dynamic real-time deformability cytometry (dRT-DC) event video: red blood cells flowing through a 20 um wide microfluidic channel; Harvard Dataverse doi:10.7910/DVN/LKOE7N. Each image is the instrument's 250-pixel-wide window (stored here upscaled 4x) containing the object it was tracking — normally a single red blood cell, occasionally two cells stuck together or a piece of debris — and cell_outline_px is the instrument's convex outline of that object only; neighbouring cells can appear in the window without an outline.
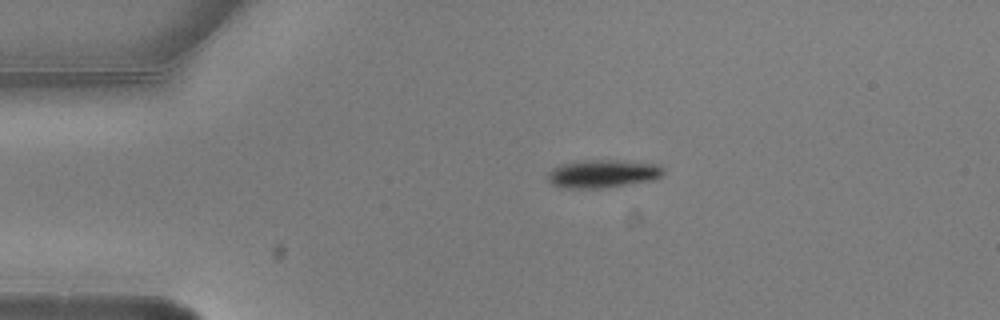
{"species": "common noctule bat (a hibernating species)", "species_latin": "Nyctalus noctula", "temperature_condition": "warm", "stored_images_in_passage": 3, "camera_frame_rate_fps": 3000, "um_per_image_px": 0.085, "animal": {"sex": "male", "body_mass_g": 20.5, "forearm_length_mm": 52.5}, "frame": {"image": 1, "passage_image": 1, "time_ms": 0.0, "image_size_px": [1000, 320], "cell_outline_px": [[664, 172], [656, 180], [608, 188], [568, 188], [552, 184], [548, 180], [548, 172], [552, 168], [560, 164], [584, 160], [620, 160], [660, 164], [664, 168]], "centroid_in_image_um": [51.29, 14.76], "position_along_channel_um": 33.7, "area_um2": 19.25}}
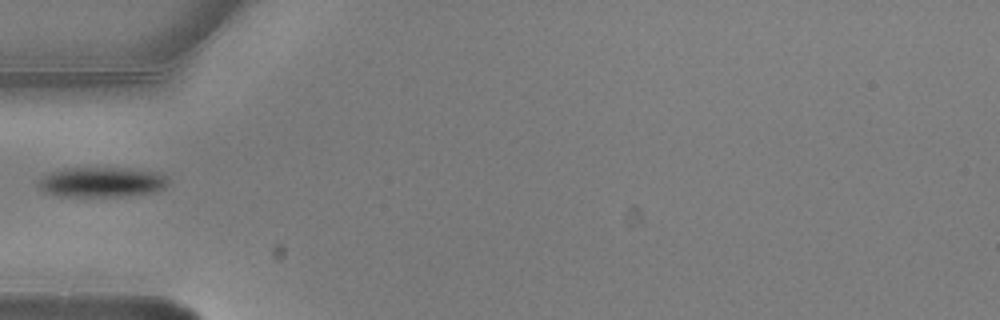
{"frame": {"image": 2, "passage_image": 3, "time_ms": 0.667, "image_size_px": [1000, 320], "cell_outline_px": [[168, 184], [164, 188], [156, 192], [124, 196], [56, 196], [44, 192], [36, 184], [44, 176], [52, 172], [64, 168], [128, 168], [160, 172], [168, 176]], "centroid_in_image_um": [8.69, 15.48], "position_along_channel_um": 76.3, "area_um2": 22.95}}